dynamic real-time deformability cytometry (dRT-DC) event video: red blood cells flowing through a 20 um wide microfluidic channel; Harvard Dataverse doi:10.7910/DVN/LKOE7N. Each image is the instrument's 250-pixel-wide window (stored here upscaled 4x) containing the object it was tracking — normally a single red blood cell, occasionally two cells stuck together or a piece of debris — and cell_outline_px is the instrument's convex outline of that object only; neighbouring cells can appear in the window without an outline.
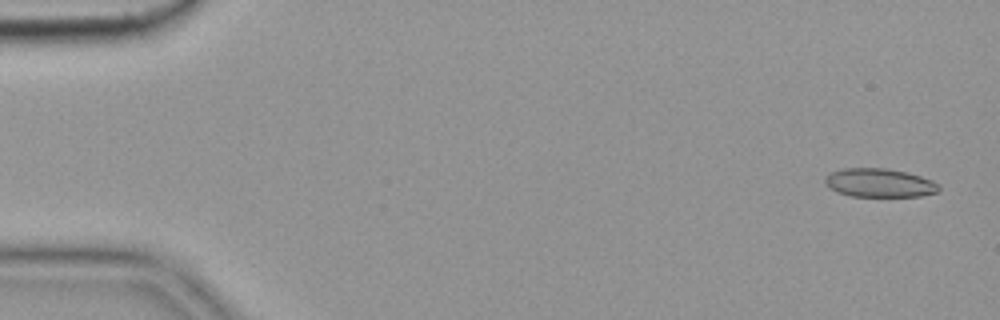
{"species": "common noctule bat (a hibernating species)", "species_latin": "Nyctalus noctula", "temperature_condition": "cold", "stored_images_in_passage": 55, "camera_frame_rate_fps": 3000, "um_per_image_px": 0.085, "animal": {"sex": "female", "body_mass_g": 19.9}, "frame": {"image": 1, "passage_image": 2, "time_ms": 0.333, "image_size_px": [1000, 320], "cell_outline_px": [[940, 188], [936, 192], [920, 196], [852, 196], [840, 192], [832, 188], [824, 180], [832, 172], [844, 168], [888, 168], [908, 172], [932, 180]], "centroid_in_image_um": [74.79, 15.53], "position_along_channel_um": 10.2, "area_um2": 18.61}}
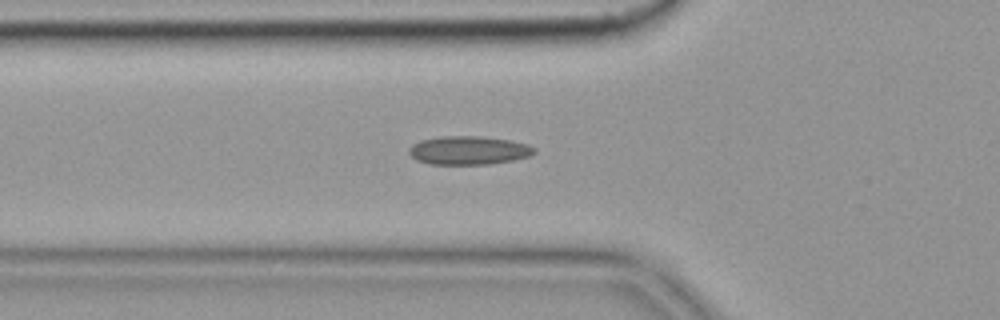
{"frame": {"image": 2, "passage_image": 19, "time_ms": 6.0, "image_size_px": [1000, 320], "cell_outline_px": [[536, 152], [528, 156], [512, 160], [488, 164], [428, 164], [416, 160], [408, 152], [408, 148], [412, 144], [420, 140], [440, 136], [480, 136], [512, 140], [528, 144], [536, 148]], "centroid_in_image_um": [39.82, 12.77], "position_along_channel_um": 86.0, "area_um2": 20.98}}
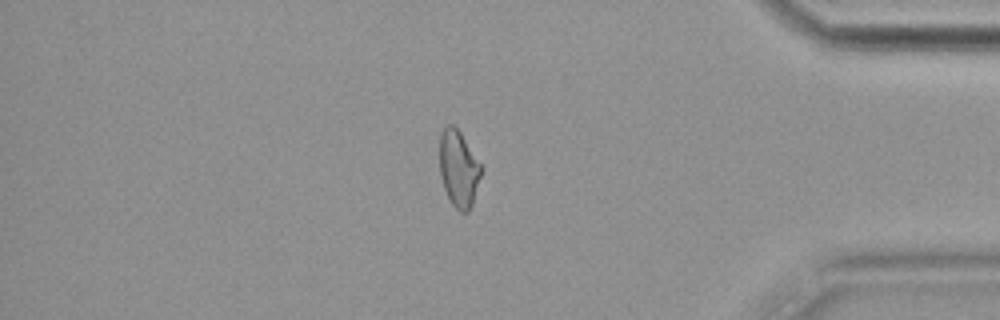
{"frame": {"image": 3, "passage_image": 47, "time_ms": 15.333, "image_size_px": [1000, 320], "cell_outline_px": [[484, 168], [472, 204], [468, 212], [460, 212], [452, 204], [444, 188], [440, 176], [440, 136], [444, 128], [448, 124], [452, 124], [460, 132]], "centroid_in_image_um": [39.0, 14.35], "position_along_channel_um": 396.2, "area_um2": 18.55}, "authors_computed_cell_mechanics": {"area_um2": 19.3052, "velocity_mm_per_s": 3.6308, "shape_relaxation_time_tau1_ms": null, "shape_relaxation_time_tau2_ms": 3.0284, "deformation_change_tau1": null, "deformation_change_tau2": 0.1071}}